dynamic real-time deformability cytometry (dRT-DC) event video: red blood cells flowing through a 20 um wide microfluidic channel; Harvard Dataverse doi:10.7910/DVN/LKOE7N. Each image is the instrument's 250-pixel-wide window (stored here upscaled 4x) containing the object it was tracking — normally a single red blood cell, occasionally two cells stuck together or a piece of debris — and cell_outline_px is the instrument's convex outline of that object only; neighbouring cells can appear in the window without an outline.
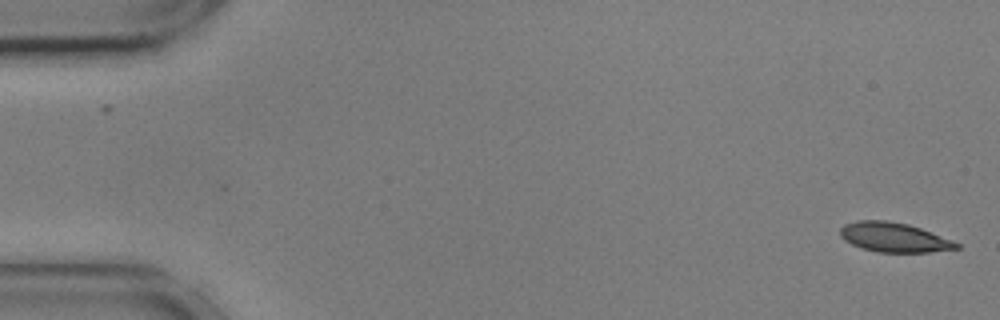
{"species": "common noctule bat (a hibernating species)", "species_latin": "Nyctalus noctula", "temperature_condition": "cold", "stored_images_in_passage": 56, "camera_frame_rate_fps": 3000, "um_per_image_px": 0.085, "animal": {"sex": "male", "body_mass_g": 17.9, "forearm_length_mm": 54.2}, "frame": {"image": 1, "passage_image": 1, "time_ms": 0.0, "image_size_px": [1000, 320], "cell_outline_px": [[960, 248], [928, 252], [876, 252], [860, 248], [844, 240], [840, 236], [840, 228], [844, 224], [856, 220], [888, 220], [908, 224], [920, 228], [952, 240], [960, 244]], "centroid_in_image_um": [75.95, 20.17], "position_along_channel_um": 9.1, "area_um2": 20.06}}
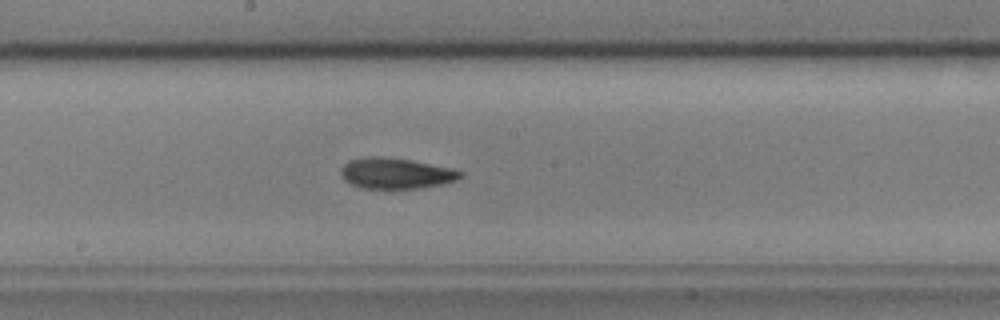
{"frame": {"image": 2, "passage_image": 29, "time_ms": 9.333, "image_size_px": [1000, 320], "cell_outline_px": [[464, 176], [456, 180], [444, 184], [420, 188], [360, 188], [344, 180], [340, 172], [340, 168], [348, 160], [364, 156], [380, 156], [408, 160], [452, 168], [464, 172]], "centroid_in_image_um": [33.64, 14.73], "position_along_channel_um": 214.6, "area_um2": 21.56}}
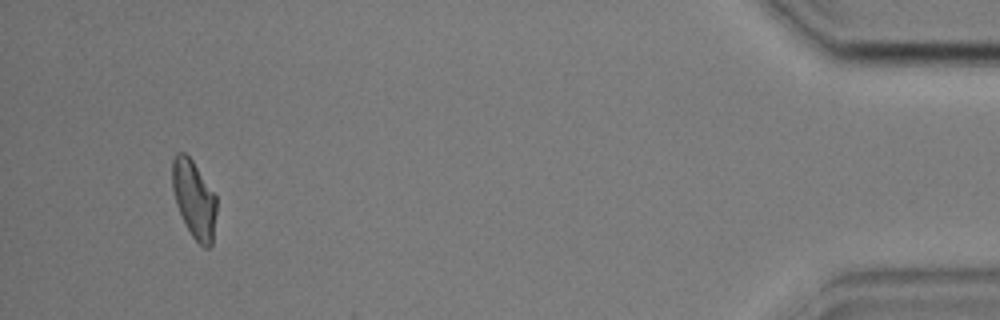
{"frame": {"image": 3, "passage_image": 52, "time_ms": 17.0, "image_size_px": [1000, 320], "cell_outline_px": [[216, 212], [212, 244], [208, 248], [204, 248], [192, 236], [176, 204], [172, 188], [172, 160], [176, 152], [184, 152], [192, 160], [216, 196]], "centroid_in_image_um": [16.49, 16.91], "position_along_channel_um": 418.7, "area_um2": 19.77}, "authors_computed_cell_mechanics": {"area_um2": 20.5768, "velocity_mm_per_s": 3.6032, "shape_relaxation_time_tau1_ms": 2.9172, "shape_relaxation_time_tau2_ms": 4.8936, "deformation_change_tau1": 0.13, "deformation_change_tau2": 0.1247}}